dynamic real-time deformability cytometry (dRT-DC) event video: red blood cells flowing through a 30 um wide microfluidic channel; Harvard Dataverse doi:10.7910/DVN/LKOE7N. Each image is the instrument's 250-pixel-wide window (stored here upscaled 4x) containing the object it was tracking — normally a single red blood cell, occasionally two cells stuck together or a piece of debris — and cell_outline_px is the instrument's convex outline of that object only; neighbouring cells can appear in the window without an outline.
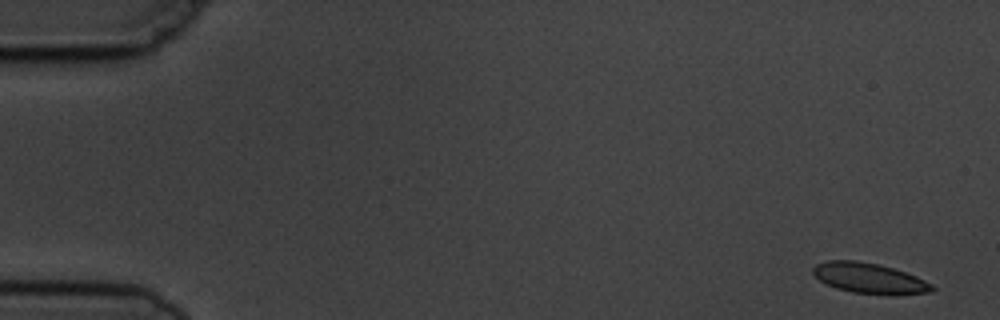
{"species": "common noctule bat (a hibernating species)", "species_latin": "Nyctalus noctula", "temperature_condition": "cold", "stored_images_in_passage": 5, "camera_frame_rate_fps": 3000, "um_per_image_px": 0.085, "animal": {"sex": "male", "body_mass_g": 19.5, "forearm_length_mm": 54.6}, "frame": {"image": 1, "passage_image": 1, "time_ms": 0.0, "image_size_px": [1000, 320], "cell_outline_px": [[936, 288], [932, 292], [892, 296], [852, 292], [836, 288], [820, 280], [812, 272], [812, 268], [816, 264], [828, 260], [856, 260], [876, 264], [892, 268], [916, 276], [932, 284]], "centroid_in_image_um": [73.93, 23.67], "position_along_channel_um": 11.1, "area_um2": 21.21}}
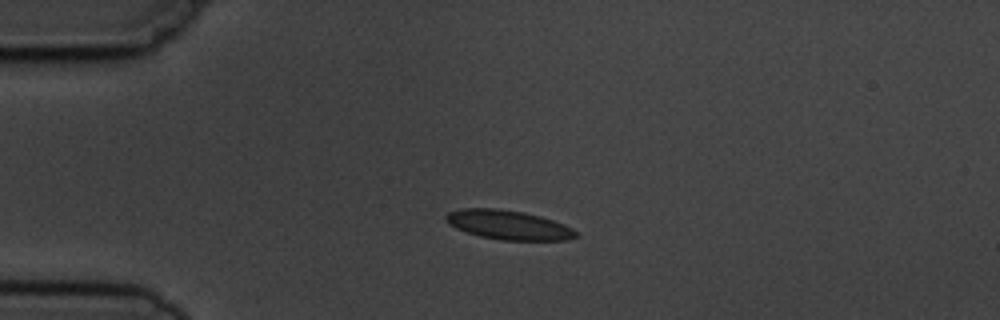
{"frame": {"image": 2, "passage_image": 4, "time_ms": 3.667, "image_size_px": [1000, 320], "cell_outline_px": [[580, 236], [568, 240], [500, 240], [480, 236], [456, 228], [448, 224], [444, 220], [444, 216], [448, 212], [460, 208], [496, 208], [524, 212], [540, 216], [564, 224], [580, 232]], "centroid_in_image_um": [43.23, 19.11], "position_along_channel_um": 41.8, "area_um2": 22.43}}